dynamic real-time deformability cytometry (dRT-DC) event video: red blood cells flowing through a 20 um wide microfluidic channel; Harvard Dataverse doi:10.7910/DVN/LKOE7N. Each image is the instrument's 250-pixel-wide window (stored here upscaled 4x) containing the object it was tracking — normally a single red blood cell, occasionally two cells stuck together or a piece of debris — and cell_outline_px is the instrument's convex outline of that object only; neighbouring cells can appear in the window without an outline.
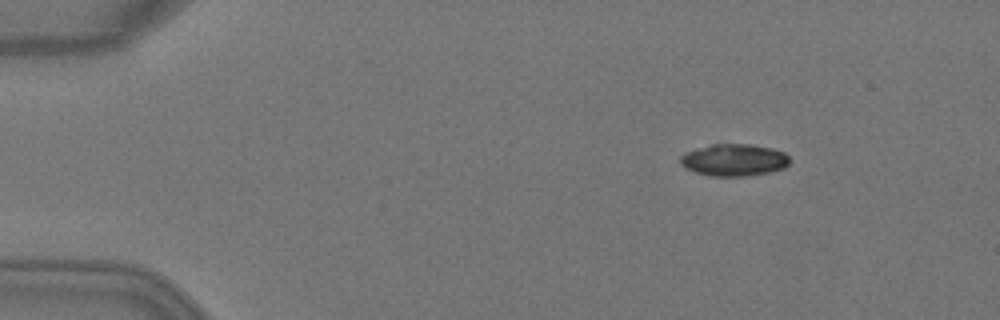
{"species": "Egyptian fruit bat (a non-hibernating species)", "species_latin": "Rousettus aegyptiacus", "temperature_condition": "warm", "stored_images_in_passage": 7, "camera_frame_rate_fps": 3000, "um_per_image_px": 0.085, "animal": {"sex": "female"}, "frame": {"image": 1, "passage_image": 3, "time_ms": 0.667, "image_size_px": [1000, 320], "cell_outline_px": [[788, 164], [784, 168], [768, 172], [748, 176], [708, 176], [684, 168], [680, 164], [680, 156], [688, 152], [712, 144], [752, 144], [772, 148], [784, 152], [788, 156]], "centroid_in_image_um": [62.39, 13.6], "position_along_channel_um": 22.6, "area_um2": 20.35}}